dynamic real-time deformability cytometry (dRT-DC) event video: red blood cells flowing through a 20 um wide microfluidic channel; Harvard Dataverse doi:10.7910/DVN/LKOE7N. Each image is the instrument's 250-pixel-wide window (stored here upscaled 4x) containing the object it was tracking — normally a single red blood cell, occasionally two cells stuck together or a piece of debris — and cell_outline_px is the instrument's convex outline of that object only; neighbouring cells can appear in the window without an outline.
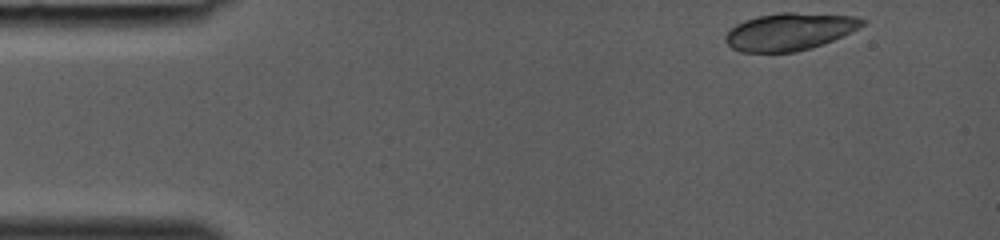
{"species": "common noctule bat (a hibernating species)", "species_latin": "Nyctalus noctula", "temperature_condition": "room temperature", "stored_images_in_passage": 35, "camera_frame_rate_fps": 3000, "um_per_image_px": 0.085, "animal": {"sex": "female", "body_mass_g": 19.0, "forearm_length_mm": 53.3}, "frame": {"image": 1, "passage_image": 1, "time_ms": 0.0, "image_size_px": [1000, 240], "cell_outline_px": [[864, 24], [832, 40], [796, 52], [740, 52], [732, 48], [724, 40], [724, 36], [736, 24], [744, 20], [760, 16], [780, 12], [792, 12], [852, 16], [864, 20]], "centroid_in_image_um": [67.03, 2.69], "position_along_channel_um": 18.0, "area_um2": 29.19}}